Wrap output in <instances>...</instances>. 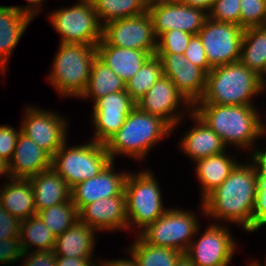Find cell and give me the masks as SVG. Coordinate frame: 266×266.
I'll use <instances>...</instances> for the list:
<instances>
[{
    "label": "cell",
    "mask_w": 266,
    "mask_h": 266,
    "mask_svg": "<svg viewBox=\"0 0 266 266\" xmlns=\"http://www.w3.org/2000/svg\"><path fill=\"white\" fill-rule=\"evenodd\" d=\"M259 166L236 164L222 184L203 201L204 212L213 217L241 223L253 231V211L257 196Z\"/></svg>",
    "instance_id": "obj_1"
},
{
    "label": "cell",
    "mask_w": 266,
    "mask_h": 266,
    "mask_svg": "<svg viewBox=\"0 0 266 266\" xmlns=\"http://www.w3.org/2000/svg\"><path fill=\"white\" fill-rule=\"evenodd\" d=\"M197 104L199 107L192 111L221 137L225 146L233 143L246 147L265 133L266 129L253 106L213 103H196L195 106Z\"/></svg>",
    "instance_id": "obj_2"
},
{
    "label": "cell",
    "mask_w": 266,
    "mask_h": 266,
    "mask_svg": "<svg viewBox=\"0 0 266 266\" xmlns=\"http://www.w3.org/2000/svg\"><path fill=\"white\" fill-rule=\"evenodd\" d=\"M172 127L161 117L151 115L136 106L120 129L105 143V149L114 160V154L143 158L156 141L170 134Z\"/></svg>",
    "instance_id": "obj_3"
},
{
    "label": "cell",
    "mask_w": 266,
    "mask_h": 266,
    "mask_svg": "<svg viewBox=\"0 0 266 266\" xmlns=\"http://www.w3.org/2000/svg\"><path fill=\"white\" fill-rule=\"evenodd\" d=\"M256 93H260V77L239 60L211 69L197 103L252 106L249 99Z\"/></svg>",
    "instance_id": "obj_4"
},
{
    "label": "cell",
    "mask_w": 266,
    "mask_h": 266,
    "mask_svg": "<svg viewBox=\"0 0 266 266\" xmlns=\"http://www.w3.org/2000/svg\"><path fill=\"white\" fill-rule=\"evenodd\" d=\"M58 51L49 76L50 82L62 95L81 96L97 56L96 45L61 43Z\"/></svg>",
    "instance_id": "obj_5"
},
{
    "label": "cell",
    "mask_w": 266,
    "mask_h": 266,
    "mask_svg": "<svg viewBox=\"0 0 266 266\" xmlns=\"http://www.w3.org/2000/svg\"><path fill=\"white\" fill-rule=\"evenodd\" d=\"M66 147L65 142L53 155L51 167L70 188L95 177L112 161L102 143L92 141L82 146Z\"/></svg>",
    "instance_id": "obj_6"
},
{
    "label": "cell",
    "mask_w": 266,
    "mask_h": 266,
    "mask_svg": "<svg viewBox=\"0 0 266 266\" xmlns=\"http://www.w3.org/2000/svg\"><path fill=\"white\" fill-rule=\"evenodd\" d=\"M124 193L128 228L132 219L137 227L145 229L167 210L162 205L159 186L150 172H141L136 176L128 174Z\"/></svg>",
    "instance_id": "obj_7"
},
{
    "label": "cell",
    "mask_w": 266,
    "mask_h": 266,
    "mask_svg": "<svg viewBox=\"0 0 266 266\" xmlns=\"http://www.w3.org/2000/svg\"><path fill=\"white\" fill-rule=\"evenodd\" d=\"M50 20L61 34V43L97 45L103 38V24L91 0H82L72 8L57 10Z\"/></svg>",
    "instance_id": "obj_8"
},
{
    "label": "cell",
    "mask_w": 266,
    "mask_h": 266,
    "mask_svg": "<svg viewBox=\"0 0 266 266\" xmlns=\"http://www.w3.org/2000/svg\"><path fill=\"white\" fill-rule=\"evenodd\" d=\"M196 218L187 211L167 209L164 214L142 230L140 236L149 244L186 252L190 237L198 229Z\"/></svg>",
    "instance_id": "obj_9"
},
{
    "label": "cell",
    "mask_w": 266,
    "mask_h": 266,
    "mask_svg": "<svg viewBox=\"0 0 266 266\" xmlns=\"http://www.w3.org/2000/svg\"><path fill=\"white\" fill-rule=\"evenodd\" d=\"M244 29L207 18L198 32L211 68L240 60Z\"/></svg>",
    "instance_id": "obj_10"
},
{
    "label": "cell",
    "mask_w": 266,
    "mask_h": 266,
    "mask_svg": "<svg viewBox=\"0 0 266 266\" xmlns=\"http://www.w3.org/2000/svg\"><path fill=\"white\" fill-rule=\"evenodd\" d=\"M156 38L148 11L103 25L102 40L110 46L141 50L154 56L157 50Z\"/></svg>",
    "instance_id": "obj_11"
},
{
    "label": "cell",
    "mask_w": 266,
    "mask_h": 266,
    "mask_svg": "<svg viewBox=\"0 0 266 266\" xmlns=\"http://www.w3.org/2000/svg\"><path fill=\"white\" fill-rule=\"evenodd\" d=\"M161 61L164 76L168 77L178 92L192 107L205 93L207 73L190 62L184 54L156 53Z\"/></svg>",
    "instance_id": "obj_12"
},
{
    "label": "cell",
    "mask_w": 266,
    "mask_h": 266,
    "mask_svg": "<svg viewBox=\"0 0 266 266\" xmlns=\"http://www.w3.org/2000/svg\"><path fill=\"white\" fill-rule=\"evenodd\" d=\"M157 38L170 30L178 29L192 35H197L203 27L208 13L200 8H194L180 0L170 3L156 4L148 8Z\"/></svg>",
    "instance_id": "obj_13"
},
{
    "label": "cell",
    "mask_w": 266,
    "mask_h": 266,
    "mask_svg": "<svg viewBox=\"0 0 266 266\" xmlns=\"http://www.w3.org/2000/svg\"><path fill=\"white\" fill-rule=\"evenodd\" d=\"M24 120L21 132L51 158L66 142V122L56 114L27 108Z\"/></svg>",
    "instance_id": "obj_14"
},
{
    "label": "cell",
    "mask_w": 266,
    "mask_h": 266,
    "mask_svg": "<svg viewBox=\"0 0 266 266\" xmlns=\"http://www.w3.org/2000/svg\"><path fill=\"white\" fill-rule=\"evenodd\" d=\"M137 106L126 91L110 93L95 101L93 122L95 142L104 144L125 123L126 116Z\"/></svg>",
    "instance_id": "obj_15"
},
{
    "label": "cell",
    "mask_w": 266,
    "mask_h": 266,
    "mask_svg": "<svg viewBox=\"0 0 266 266\" xmlns=\"http://www.w3.org/2000/svg\"><path fill=\"white\" fill-rule=\"evenodd\" d=\"M226 228L209 226L197 243L191 242L186 254L196 266H227L233 256L234 241Z\"/></svg>",
    "instance_id": "obj_16"
},
{
    "label": "cell",
    "mask_w": 266,
    "mask_h": 266,
    "mask_svg": "<svg viewBox=\"0 0 266 266\" xmlns=\"http://www.w3.org/2000/svg\"><path fill=\"white\" fill-rule=\"evenodd\" d=\"M111 161L98 175L80 182L71 188V200L78 212L86 205L117 195H125L124 188L128 173L113 172Z\"/></svg>",
    "instance_id": "obj_17"
},
{
    "label": "cell",
    "mask_w": 266,
    "mask_h": 266,
    "mask_svg": "<svg viewBox=\"0 0 266 266\" xmlns=\"http://www.w3.org/2000/svg\"><path fill=\"white\" fill-rule=\"evenodd\" d=\"M180 100L190 105L178 92L174 83L163 75L136 104L142 111L161 117L173 128L181 118L173 113L178 108Z\"/></svg>",
    "instance_id": "obj_18"
},
{
    "label": "cell",
    "mask_w": 266,
    "mask_h": 266,
    "mask_svg": "<svg viewBox=\"0 0 266 266\" xmlns=\"http://www.w3.org/2000/svg\"><path fill=\"white\" fill-rule=\"evenodd\" d=\"M78 214L79 221L93 229L128 228L125 195L99 199L84 206Z\"/></svg>",
    "instance_id": "obj_19"
},
{
    "label": "cell",
    "mask_w": 266,
    "mask_h": 266,
    "mask_svg": "<svg viewBox=\"0 0 266 266\" xmlns=\"http://www.w3.org/2000/svg\"><path fill=\"white\" fill-rule=\"evenodd\" d=\"M51 160L52 158L44 150L20 132L13 157L8 163L9 177L28 179L50 169Z\"/></svg>",
    "instance_id": "obj_20"
},
{
    "label": "cell",
    "mask_w": 266,
    "mask_h": 266,
    "mask_svg": "<svg viewBox=\"0 0 266 266\" xmlns=\"http://www.w3.org/2000/svg\"><path fill=\"white\" fill-rule=\"evenodd\" d=\"M97 57L125 83L145 64L151 55L145 51L107 45L101 40L96 45Z\"/></svg>",
    "instance_id": "obj_21"
},
{
    "label": "cell",
    "mask_w": 266,
    "mask_h": 266,
    "mask_svg": "<svg viewBox=\"0 0 266 266\" xmlns=\"http://www.w3.org/2000/svg\"><path fill=\"white\" fill-rule=\"evenodd\" d=\"M28 179L32 184L36 213L71 199V188L52 167Z\"/></svg>",
    "instance_id": "obj_22"
},
{
    "label": "cell",
    "mask_w": 266,
    "mask_h": 266,
    "mask_svg": "<svg viewBox=\"0 0 266 266\" xmlns=\"http://www.w3.org/2000/svg\"><path fill=\"white\" fill-rule=\"evenodd\" d=\"M11 181L3 191L0 190V203L3 208L20 221L37 215L30 180L12 178Z\"/></svg>",
    "instance_id": "obj_23"
},
{
    "label": "cell",
    "mask_w": 266,
    "mask_h": 266,
    "mask_svg": "<svg viewBox=\"0 0 266 266\" xmlns=\"http://www.w3.org/2000/svg\"><path fill=\"white\" fill-rule=\"evenodd\" d=\"M191 115L198 122V126H195L183 138L181 145L184 151L194 161L223 153L226 146L221 137L194 112Z\"/></svg>",
    "instance_id": "obj_24"
},
{
    "label": "cell",
    "mask_w": 266,
    "mask_h": 266,
    "mask_svg": "<svg viewBox=\"0 0 266 266\" xmlns=\"http://www.w3.org/2000/svg\"><path fill=\"white\" fill-rule=\"evenodd\" d=\"M94 231L79 220L60 236L56 237L54 254L56 256L91 258L94 246Z\"/></svg>",
    "instance_id": "obj_25"
},
{
    "label": "cell",
    "mask_w": 266,
    "mask_h": 266,
    "mask_svg": "<svg viewBox=\"0 0 266 266\" xmlns=\"http://www.w3.org/2000/svg\"><path fill=\"white\" fill-rule=\"evenodd\" d=\"M30 20L13 7L0 6V70H4L12 49L17 45Z\"/></svg>",
    "instance_id": "obj_26"
},
{
    "label": "cell",
    "mask_w": 266,
    "mask_h": 266,
    "mask_svg": "<svg viewBox=\"0 0 266 266\" xmlns=\"http://www.w3.org/2000/svg\"><path fill=\"white\" fill-rule=\"evenodd\" d=\"M240 61L259 77L266 70L265 26H254L244 29Z\"/></svg>",
    "instance_id": "obj_27"
},
{
    "label": "cell",
    "mask_w": 266,
    "mask_h": 266,
    "mask_svg": "<svg viewBox=\"0 0 266 266\" xmlns=\"http://www.w3.org/2000/svg\"><path fill=\"white\" fill-rule=\"evenodd\" d=\"M196 173L203 186V199L219 187L237 162L223 153L196 160Z\"/></svg>",
    "instance_id": "obj_28"
},
{
    "label": "cell",
    "mask_w": 266,
    "mask_h": 266,
    "mask_svg": "<svg viewBox=\"0 0 266 266\" xmlns=\"http://www.w3.org/2000/svg\"><path fill=\"white\" fill-rule=\"evenodd\" d=\"M120 91H125V82L96 56L87 87L81 97L92 95L96 101L107 94Z\"/></svg>",
    "instance_id": "obj_29"
},
{
    "label": "cell",
    "mask_w": 266,
    "mask_h": 266,
    "mask_svg": "<svg viewBox=\"0 0 266 266\" xmlns=\"http://www.w3.org/2000/svg\"><path fill=\"white\" fill-rule=\"evenodd\" d=\"M19 237L24 250L23 257L29 256L26 254L28 253V249H30V243L38 247L37 251L54 250L56 243V236L46 227L38 215L21 221ZM26 239L30 243L26 242L28 241Z\"/></svg>",
    "instance_id": "obj_30"
},
{
    "label": "cell",
    "mask_w": 266,
    "mask_h": 266,
    "mask_svg": "<svg viewBox=\"0 0 266 266\" xmlns=\"http://www.w3.org/2000/svg\"><path fill=\"white\" fill-rule=\"evenodd\" d=\"M130 251L138 266H175L176 260L182 253L173 248L151 245L140 235Z\"/></svg>",
    "instance_id": "obj_31"
},
{
    "label": "cell",
    "mask_w": 266,
    "mask_h": 266,
    "mask_svg": "<svg viewBox=\"0 0 266 266\" xmlns=\"http://www.w3.org/2000/svg\"><path fill=\"white\" fill-rule=\"evenodd\" d=\"M99 20H102L103 25L127 17L138 16L146 13L144 0H91Z\"/></svg>",
    "instance_id": "obj_32"
},
{
    "label": "cell",
    "mask_w": 266,
    "mask_h": 266,
    "mask_svg": "<svg viewBox=\"0 0 266 266\" xmlns=\"http://www.w3.org/2000/svg\"><path fill=\"white\" fill-rule=\"evenodd\" d=\"M164 75L160 59L151 56L137 73L125 83V91L137 102Z\"/></svg>",
    "instance_id": "obj_33"
},
{
    "label": "cell",
    "mask_w": 266,
    "mask_h": 266,
    "mask_svg": "<svg viewBox=\"0 0 266 266\" xmlns=\"http://www.w3.org/2000/svg\"><path fill=\"white\" fill-rule=\"evenodd\" d=\"M37 215L56 237L60 236L79 220L78 210L71 199L43 209Z\"/></svg>",
    "instance_id": "obj_34"
},
{
    "label": "cell",
    "mask_w": 266,
    "mask_h": 266,
    "mask_svg": "<svg viewBox=\"0 0 266 266\" xmlns=\"http://www.w3.org/2000/svg\"><path fill=\"white\" fill-rule=\"evenodd\" d=\"M259 166L257 196L253 211V231L266 225V152L256 151L252 156Z\"/></svg>",
    "instance_id": "obj_35"
},
{
    "label": "cell",
    "mask_w": 266,
    "mask_h": 266,
    "mask_svg": "<svg viewBox=\"0 0 266 266\" xmlns=\"http://www.w3.org/2000/svg\"><path fill=\"white\" fill-rule=\"evenodd\" d=\"M240 27L264 26L266 0H240Z\"/></svg>",
    "instance_id": "obj_36"
},
{
    "label": "cell",
    "mask_w": 266,
    "mask_h": 266,
    "mask_svg": "<svg viewBox=\"0 0 266 266\" xmlns=\"http://www.w3.org/2000/svg\"><path fill=\"white\" fill-rule=\"evenodd\" d=\"M192 36L178 29L166 31L159 36L156 53L184 54Z\"/></svg>",
    "instance_id": "obj_37"
},
{
    "label": "cell",
    "mask_w": 266,
    "mask_h": 266,
    "mask_svg": "<svg viewBox=\"0 0 266 266\" xmlns=\"http://www.w3.org/2000/svg\"><path fill=\"white\" fill-rule=\"evenodd\" d=\"M210 10L208 18L240 26V0H216Z\"/></svg>",
    "instance_id": "obj_38"
},
{
    "label": "cell",
    "mask_w": 266,
    "mask_h": 266,
    "mask_svg": "<svg viewBox=\"0 0 266 266\" xmlns=\"http://www.w3.org/2000/svg\"><path fill=\"white\" fill-rule=\"evenodd\" d=\"M184 56L194 65L203 69L207 74L211 71L212 68L208 63L202 40L198 34L191 37Z\"/></svg>",
    "instance_id": "obj_39"
},
{
    "label": "cell",
    "mask_w": 266,
    "mask_h": 266,
    "mask_svg": "<svg viewBox=\"0 0 266 266\" xmlns=\"http://www.w3.org/2000/svg\"><path fill=\"white\" fill-rule=\"evenodd\" d=\"M20 132L21 128L16 132L9 126H0V158L7 163L11 162Z\"/></svg>",
    "instance_id": "obj_40"
},
{
    "label": "cell",
    "mask_w": 266,
    "mask_h": 266,
    "mask_svg": "<svg viewBox=\"0 0 266 266\" xmlns=\"http://www.w3.org/2000/svg\"><path fill=\"white\" fill-rule=\"evenodd\" d=\"M21 221L7 212L0 203V241L7 238H20Z\"/></svg>",
    "instance_id": "obj_41"
},
{
    "label": "cell",
    "mask_w": 266,
    "mask_h": 266,
    "mask_svg": "<svg viewBox=\"0 0 266 266\" xmlns=\"http://www.w3.org/2000/svg\"><path fill=\"white\" fill-rule=\"evenodd\" d=\"M24 250L20 238H7L0 241V262H15L23 257Z\"/></svg>",
    "instance_id": "obj_42"
},
{
    "label": "cell",
    "mask_w": 266,
    "mask_h": 266,
    "mask_svg": "<svg viewBox=\"0 0 266 266\" xmlns=\"http://www.w3.org/2000/svg\"><path fill=\"white\" fill-rule=\"evenodd\" d=\"M35 252V253H34ZM27 258L24 266H57L54 251H35Z\"/></svg>",
    "instance_id": "obj_43"
},
{
    "label": "cell",
    "mask_w": 266,
    "mask_h": 266,
    "mask_svg": "<svg viewBox=\"0 0 266 266\" xmlns=\"http://www.w3.org/2000/svg\"><path fill=\"white\" fill-rule=\"evenodd\" d=\"M91 258H77V257H65L56 256L57 266H94L91 264Z\"/></svg>",
    "instance_id": "obj_44"
},
{
    "label": "cell",
    "mask_w": 266,
    "mask_h": 266,
    "mask_svg": "<svg viewBox=\"0 0 266 266\" xmlns=\"http://www.w3.org/2000/svg\"><path fill=\"white\" fill-rule=\"evenodd\" d=\"M182 3L187 4L188 6L194 8H200L202 10H209L211 9L213 3L216 0H180Z\"/></svg>",
    "instance_id": "obj_45"
},
{
    "label": "cell",
    "mask_w": 266,
    "mask_h": 266,
    "mask_svg": "<svg viewBox=\"0 0 266 266\" xmlns=\"http://www.w3.org/2000/svg\"><path fill=\"white\" fill-rule=\"evenodd\" d=\"M27 1H29L28 7L21 8V7L16 6L14 8L16 10L20 11L21 13L28 15L32 19L34 17V15H36V12H37L35 9H33V7L35 6V8H36V4L38 5V3H41L43 0H27ZM30 4H34V5H30Z\"/></svg>",
    "instance_id": "obj_46"
},
{
    "label": "cell",
    "mask_w": 266,
    "mask_h": 266,
    "mask_svg": "<svg viewBox=\"0 0 266 266\" xmlns=\"http://www.w3.org/2000/svg\"><path fill=\"white\" fill-rule=\"evenodd\" d=\"M132 260H117V261H109L102 263V266H138V263L133 255Z\"/></svg>",
    "instance_id": "obj_47"
},
{
    "label": "cell",
    "mask_w": 266,
    "mask_h": 266,
    "mask_svg": "<svg viewBox=\"0 0 266 266\" xmlns=\"http://www.w3.org/2000/svg\"><path fill=\"white\" fill-rule=\"evenodd\" d=\"M175 266H196L193 260L183 252L179 255L178 259L176 260Z\"/></svg>",
    "instance_id": "obj_48"
},
{
    "label": "cell",
    "mask_w": 266,
    "mask_h": 266,
    "mask_svg": "<svg viewBox=\"0 0 266 266\" xmlns=\"http://www.w3.org/2000/svg\"><path fill=\"white\" fill-rule=\"evenodd\" d=\"M175 1H178V0H144V3L146 7L149 8L150 6H154L156 4L170 3V2H175Z\"/></svg>",
    "instance_id": "obj_49"
},
{
    "label": "cell",
    "mask_w": 266,
    "mask_h": 266,
    "mask_svg": "<svg viewBox=\"0 0 266 266\" xmlns=\"http://www.w3.org/2000/svg\"><path fill=\"white\" fill-rule=\"evenodd\" d=\"M6 174L9 177L8 163L0 158V174Z\"/></svg>",
    "instance_id": "obj_50"
},
{
    "label": "cell",
    "mask_w": 266,
    "mask_h": 266,
    "mask_svg": "<svg viewBox=\"0 0 266 266\" xmlns=\"http://www.w3.org/2000/svg\"><path fill=\"white\" fill-rule=\"evenodd\" d=\"M264 73H266V70L263 72V74L260 76V91L264 89L265 87V82H264V77L263 75H265Z\"/></svg>",
    "instance_id": "obj_51"
},
{
    "label": "cell",
    "mask_w": 266,
    "mask_h": 266,
    "mask_svg": "<svg viewBox=\"0 0 266 266\" xmlns=\"http://www.w3.org/2000/svg\"><path fill=\"white\" fill-rule=\"evenodd\" d=\"M249 266H260L259 264H255V263H252V264H250Z\"/></svg>",
    "instance_id": "obj_52"
}]
</instances>
